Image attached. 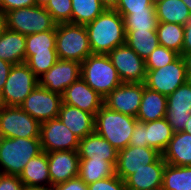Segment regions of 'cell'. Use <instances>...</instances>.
Returning <instances> with one entry per match:
<instances>
[{
  "instance_id": "9c48e42d",
  "label": "cell",
  "mask_w": 191,
  "mask_h": 190,
  "mask_svg": "<svg viewBox=\"0 0 191 190\" xmlns=\"http://www.w3.org/2000/svg\"><path fill=\"white\" fill-rule=\"evenodd\" d=\"M188 81L182 55L175 61L153 70H147L145 87L165 96L171 95L179 86Z\"/></svg>"
},
{
  "instance_id": "8fae6325",
  "label": "cell",
  "mask_w": 191,
  "mask_h": 190,
  "mask_svg": "<svg viewBox=\"0 0 191 190\" xmlns=\"http://www.w3.org/2000/svg\"><path fill=\"white\" fill-rule=\"evenodd\" d=\"M61 105L62 95L38 85L19 107L41 124L58 118Z\"/></svg>"
},
{
  "instance_id": "52a82bcc",
  "label": "cell",
  "mask_w": 191,
  "mask_h": 190,
  "mask_svg": "<svg viewBox=\"0 0 191 190\" xmlns=\"http://www.w3.org/2000/svg\"><path fill=\"white\" fill-rule=\"evenodd\" d=\"M7 29L28 36L34 33L56 30L57 23L41 6H31L5 12Z\"/></svg>"
},
{
  "instance_id": "d590c367",
  "label": "cell",
  "mask_w": 191,
  "mask_h": 190,
  "mask_svg": "<svg viewBox=\"0 0 191 190\" xmlns=\"http://www.w3.org/2000/svg\"><path fill=\"white\" fill-rule=\"evenodd\" d=\"M58 23H71L72 1L71 0H49L44 7Z\"/></svg>"
},
{
  "instance_id": "4dcf8cb0",
  "label": "cell",
  "mask_w": 191,
  "mask_h": 190,
  "mask_svg": "<svg viewBox=\"0 0 191 190\" xmlns=\"http://www.w3.org/2000/svg\"><path fill=\"white\" fill-rule=\"evenodd\" d=\"M156 33L160 46L182 55L184 26L175 23L158 22Z\"/></svg>"
},
{
  "instance_id": "f1b7e54d",
  "label": "cell",
  "mask_w": 191,
  "mask_h": 190,
  "mask_svg": "<svg viewBox=\"0 0 191 190\" xmlns=\"http://www.w3.org/2000/svg\"><path fill=\"white\" fill-rule=\"evenodd\" d=\"M145 124V140L148 147H152L162 154L173 137L174 131L172 127L165 118L146 122Z\"/></svg>"
},
{
  "instance_id": "7402d4cb",
  "label": "cell",
  "mask_w": 191,
  "mask_h": 190,
  "mask_svg": "<svg viewBox=\"0 0 191 190\" xmlns=\"http://www.w3.org/2000/svg\"><path fill=\"white\" fill-rule=\"evenodd\" d=\"M118 151L102 136L96 132L79 139V158H92L93 160H106L114 166L117 163Z\"/></svg>"
},
{
  "instance_id": "11a10c76",
  "label": "cell",
  "mask_w": 191,
  "mask_h": 190,
  "mask_svg": "<svg viewBox=\"0 0 191 190\" xmlns=\"http://www.w3.org/2000/svg\"><path fill=\"white\" fill-rule=\"evenodd\" d=\"M3 171L0 169V179H1V177L3 176Z\"/></svg>"
},
{
  "instance_id": "7c38bea8",
  "label": "cell",
  "mask_w": 191,
  "mask_h": 190,
  "mask_svg": "<svg viewBox=\"0 0 191 190\" xmlns=\"http://www.w3.org/2000/svg\"><path fill=\"white\" fill-rule=\"evenodd\" d=\"M122 82L144 83L146 78V63L127 44L117 46L108 53Z\"/></svg>"
},
{
  "instance_id": "7dc6e473",
  "label": "cell",
  "mask_w": 191,
  "mask_h": 190,
  "mask_svg": "<svg viewBox=\"0 0 191 190\" xmlns=\"http://www.w3.org/2000/svg\"><path fill=\"white\" fill-rule=\"evenodd\" d=\"M100 2L106 9H114L118 0H100Z\"/></svg>"
},
{
  "instance_id": "ab89813d",
  "label": "cell",
  "mask_w": 191,
  "mask_h": 190,
  "mask_svg": "<svg viewBox=\"0 0 191 190\" xmlns=\"http://www.w3.org/2000/svg\"><path fill=\"white\" fill-rule=\"evenodd\" d=\"M25 186L18 175H6L0 179V190H24Z\"/></svg>"
},
{
  "instance_id": "d4e9b609",
  "label": "cell",
  "mask_w": 191,
  "mask_h": 190,
  "mask_svg": "<svg viewBox=\"0 0 191 190\" xmlns=\"http://www.w3.org/2000/svg\"><path fill=\"white\" fill-rule=\"evenodd\" d=\"M167 111V96L148 89L144 84V91L136 119L140 122H150L165 117Z\"/></svg>"
},
{
  "instance_id": "f5cc1de1",
  "label": "cell",
  "mask_w": 191,
  "mask_h": 190,
  "mask_svg": "<svg viewBox=\"0 0 191 190\" xmlns=\"http://www.w3.org/2000/svg\"><path fill=\"white\" fill-rule=\"evenodd\" d=\"M152 190H166V189L163 186H160V187L154 188Z\"/></svg>"
},
{
  "instance_id": "6da1fadb",
  "label": "cell",
  "mask_w": 191,
  "mask_h": 190,
  "mask_svg": "<svg viewBox=\"0 0 191 190\" xmlns=\"http://www.w3.org/2000/svg\"><path fill=\"white\" fill-rule=\"evenodd\" d=\"M85 27L93 54H108L126 44L124 18L115 9H105Z\"/></svg>"
},
{
  "instance_id": "bcb514c9",
  "label": "cell",
  "mask_w": 191,
  "mask_h": 190,
  "mask_svg": "<svg viewBox=\"0 0 191 190\" xmlns=\"http://www.w3.org/2000/svg\"><path fill=\"white\" fill-rule=\"evenodd\" d=\"M7 30V23L5 13L0 11V37L4 34Z\"/></svg>"
},
{
  "instance_id": "e575fe53",
  "label": "cell",
  "mask_w": 191,
  "mask_h": 190,
  "mask_svg": "<svg viewBox=\"0 0 191 190\" xmlns=\"http://www.w3.org/2000/svg\"><path fill=\"white\" fill-rule=\"evenodd\" d=\"M179 56V53L159 45L145 60L146 70L159 69L175 61Z\"/></svg>"
},
{
  "instance_id": "277c9868",
  "label": "cell",
  "mask_w": 191,
  "mask_h": 190,
  "mask_svg": "<svg viewBox=\"0 0 191 190\" xmlns=\"http://www.w3.org/2000/svg\"><path fill=\"white\" fill-rule=\"evenodd\" d=\"M59 60L56 52V30L26 36L25 63L39 78Z\"/></svg>"
},
{
  "instance_id": "d6986e66",
  "label": "cell",
  "mask_w": 191,
  "mask_h": 190,
  "mask_svg": "<svg viewBox=\"0 0 191 190\" xmlns=\"http://www.w3.org/2000/svg\"><path fill=\"white\" fill-rule=\"evenodd\" d=\"M62 103L95 116L104 105V99L80 77L65 89L62 94Z\"/></svg>"
},
{
  "instance_id": "d6a6232c",
  "label": "cell",
  "mask_w": 191,
  "mask_h": 190,
  "mask_svg": "<svg viewBox=\"0 0 191 190\" xmlns=\"http://www.w3.org/2000/svg\"><path fill=\"white\" fill-rule=\"evenodd\" d=\"M71 23L86 25L98 17L106 8L100 0H71Z\"/></svg>"
},
{
  "instance_id": "7a4b0ae2",
  "label": "cell",
  "mask_w": 191,
  "mask_h": 190,
  "mask_svg": "<svg viewBox=\"0 0 191 190\" xmlns=\"http://www.w3.org/2000/svg\"><path fill=\"white\" fill-rule=\"evenodd\" d=\"M138 120L103 105L95 115V132L106 139L117 151L129 145Z\"/></svg>"
},
{
  "instance_id": "5b68a950",
  "label": "cell",
  "mask_w": 191,
  "mask_h": 190,
  "mask_svg": "<svg viewBox=\"0 0 191 190\" xmlns=\"http://www.w3.org/2000/svg\"><path fill=\"white\" fill-rule=\"evenodd\" d=\"M42 152L40 138H6L0 143V169L20 175L27 162Z\"/></svg>"
},
{
  "instance_id": "681fc988",
  "label": "cell",
  "mask_w": 191,
  "mask_h": 190,
  "mask_svg": "<svg viewBox=\"0 0 191 190\" xmlns=\"http://www.w3.org/2000/svg\"><path fill=\"white\" fill-rule=\"evenodd\" d=\"M24 190H53V187H32L25 188Z\"/></svg>"
},
{
  "instance_id": "ac0fdd59",
  "label": "cell",
  "mask_w": 191,
  "mask_h": 190,
  "mask_svg": "<svg viewBox=\"0 0 191 190\" xmlns=\"http://www.w3.org/2000/svg\"><path fill=\"white\" fill-rule=\"evenodd\" d=\"M51 187L78 177L80 158L78 151H54L47 153Z\"/></svg>"
},
{
  "instance_id": "816d5d0a",
  "label": "cell",
  "mask_w": 191,
  "mask_h": 190,
  "mask_svg": "<svg viewBox=\"0 0 191 190\" xmlns=\"http://www.w3.org/2000/svg\"><path fill=\"white\" fill-rule=\"evenodd\" d=\"M184 3H185V5L189 8V11H190V13H191V0H182Z\"/></svg>"
},
{
  "instance_id": "b9f144b4",
  "label": "cell",
  "mask_w": 191,
  "mask_h": 190,
  "mask_svg": "<svg viewBox=\"0 0 191 190\" xmlns=\"http://www.w3.org/2000/svg\"><path fill=\"white\" fill-rule=\"evenodd\" d=\"M53 190H88V186L82 179L76 177L54 186Z\"/></svg>"
},
{
  "instance_id": "603a6c76",
  "label": "cell",
  "mask_w": 191,
  "mask_h": 190,
  "mask_svg": "<svg viewBox=\"0 0 191 190\" xmlns=\"http://www.w3.org/2000/svg\"><path fill=\"white\" fill-rule=\"evenodd\" d=\"M25 188L51 187L47 152L42 151L31 158L19 175Z\"/></svg>"
},
{
  "instance_id": "c3c4849f",
  "label": "cell",
  "mask_w": 191,
  "mask_h": 190,
  "mask_svg": "<svg viewBox=\"0 0 191 190\" xmlns=\"http://www.w3.org/2000/svg\"><path fill=\"white\" fill-rule=\"evenodd\" d=\"M48 2H49V0H35V5L45 7Z\"/></svg>"
},
{
  "instance_id": "f907efd6",
  "label": "cell",
  "mask_w": 191,
  "mask_h": 190,
  "mask_svg": "<svg viewBox=\"0 0 191 190\" xmlns=\"http://www.w3.org/2000/svg\"><path fill=\"white\" fill-rule=\"evenodd\" d=\"M184 132H187V133L191 134V116H190L189 121H187V124H186V127L184 129Z\"/></svg>"
},
{
  "instance_id": "9a60e30c",
  "label": "cell",
  "mask_w": 191,
  "mask_h": 190,
  "mask_svg": "<svg viewBox=\"0 0 191 190\" xmlns=\"http://www.w3.org/2000/svg\"><path fill=\"white\" fill-rule=\"evenodd\" d=\"M81 63L59 59L40 76L39 86L62 95L67 87L81 77Z\"/></svg>"
},
{
  "instance_id": "74e56055",
  "label": "cell",
  "mask_w": 191,
  "mask_h": 190,
  "mask_svg": "<svg viewBox=\"0 0 191 190\" xmlns=\"http://www.w3.org/2000/svg\"><path fill=\"white\" fill-rule=\"evenodd\" d=\"M87 186L88 190H127L125 181L117 175L90 183Z\"/></svg>"
},
{
  "instance_id": "44dd1931",
  "label": "cell",
  "mask_w": 191,
  "mask_h": 190,
  "mask_svg": "<svg viewBox=\"0 0 191 190\" xmlns=\"http://www.w3.org/2000/svg\"><path fill=\"white\" fill-rule=\"evenodd\" d=\"M58 118L79 139L95 132V116L77 107L62 103Z\"/></svg>"
},
{
  "instance_id": "83f0119b",
  "label": "cell",
  "mask_w": 191,
  "mask_h": 190,
  "mask_svg": "<svg viewBox=\"0 0 191 190\" xmlns=\"http://www.w3.org/2000/svg\"><path fill=\"white\" fill-rule=\"evenodd\" d=\"M116 175L115 166L106 160L80 158L78 177L87 185Z\"/></svg>"
},
{
  "instance_id": "3957f363",
  "label": "cell",
  "mask_w": 191,
  "mask_h": 190,
  "mask_svg": "<svg viewBox=\"0 0 191 190\" xmlns=\"http://www.w3.org/2000/svg\"><path fill=\"white\" fill-rule=\"evenodd\" d=\"M80 74L103 99L122 83L108 54L92 53L81 63Z\"/></svg>"
},
{
  "instance_id": "f35d334b",
  "label": "cell",
  "mask_w": 191,
  "mask_h": 190,
  "mask_svg": "<svg viewBox=\"0 0 191 190\" xmlns=\"http://www.w3.org/2000/svg\"><path fill=\"white\" fill-rule=\"evenodd\" d=\"M146 124L144 122L137 121L133 129L129 145L138 147H148L147 141L145 140Z\"/></svg>"
},
{
  "instance_id": "7bdbcfd3",
  "label": "cell",
  "mask_w": 191,
  "mask_h": 190,
  "mask_svg": "<svg viewBox=\"0 0 191 190\" xmlns=\"http://www.w3.org/2000/svg\"><path fill=\"white\" fill-rule=\"evenodd\" d=\"M182 53H191V19L184 25Z\"/></svg>"
},
{
  "instance_id": "ffe728a7",
  "label": "cell",
  "mask_w": 191,
  "mask_h": 190,
  "mask_svg": "<svg viewBox=\"0 0 191 190\" xmlns=\"http://www.w3.org/2000/svg\"><path fill=\"white\" fill-rule=\"evenodd\" d=\"M165 165L160 155L153 163L137 170L125 180L127 190H152L162 186Z\"/></svg>"
},
{
  "instance_id": "60d3db41",
  "label": "cell",
  "mask_w": 191,
  "mask_h": 190,
  "mask_svg": "<svg viewBox=\"0 0 191 190\" xmlns=\"http://www.w3.org/2000/svg\"><path fill=\"white\" fill-rule=\"evenodd\" d=\"M31 6H35V0H0V11L3 13Z\"/></svg>"
},
{
  "instance_id": "f6af8a7d",
  "label": "cell",
  "mask_w": 191,
  "mask_h": 190,
  "mask_svg": "<svg viewBox=\"0 0 191 190\" xmlns=\"http://www.w3.org/2000/svg\"><path fill=\"white\" fill-rule=\"evenodd\" d=\"M182 57L186 66L187 79L191 82V53H182Z\"/></svg>"
},
{
  "instance_id": "f546056e",
  "label": "cell",
  "mask_w": 191,
  "mask_h": 190,
  "mask_svg": "<svg viewBox=\"0 0 191 190\" xmlns=\"http://www.w3.org/2000/svg\"><path fill=\"white\" fill-rule=\"evenodd\" d=\"M126 44L146 60L160 44L156 31H125Z\"/></svg>"
},
{
  "instance_id": "8d00e7d4",
  "label": "cell",
  "mask_w": 191,
  "mask_h": 190,
  "mask_svg": "<svg viewBox=\"0 0 191 190\" xmlns=\"http://www.w3.org/2000/svg\"><path fill=\"white\" fill-rule=\"evenodd\" d=\"M155 0H118L114 8L121 16L129 15L132 12L155 9Z\"/></svg>"
},
{
  "instance_id": "ee69618b",
  "label": "cell",
  "mask_w": 191,
  "mask_h": 190,
  "mask_svg": "<svg viewBox=\"0 0 191 190\" xmlns=\"http://www.w3.org/2000/svg\"><path fill=\"white\" fill-rule=\"evenodd\" d=\"M13 64L0 59V92L2 91Z\"/></svg>"
},
{
  "instance_id": "4316f807",
  "label": "cell",
  "mask_w": 191,
  "mask_h": 190,
  "mask_svg": "<svg viewBox=\"0 0 191 190\" xmlns=\"http://www.w3.org/2000/svg\"><path fill=\"white\" fill-rule=\"evenodd\" d=\"M154 4L158 22L184 26L191 19L189 8L182 0H155Z\"/></svg>"
},
{
  "instance_id": "1f68e13d",
  "label": "cell",
  "mask_w": 191,
  "mask_h": 190,
  "mask_svg": "<svg viewBox=\"0 0 191 190\" xmlns=\"http://www.w3.org/2000/svg\"><path fill=\"white\" fill-rule=\"evenodd\" d=\"M162 186L166 190H191V166H173L166 163Z\"/></svg>"
},
{
  "instance_id": "4fadbf2b",
  "label": "cell",
  "mask_w": 191,
  "mask_h": 190,
  "mask_svg": "<svg viewBox=\"0 0 191 190\" xmlns=\"http://www.w3.org/2000/svg\"><path fill=\"white\" fill-rule=\"evenodd\" d=\"M40 143L42 151H78L79 138L72 133L59 118L40 124Z\"/></svg>"
},
{
  "instance_id": "db71d44e",
  "label": "cell",
  "mask_w": 191,
  "mask_h": 190,
  "mask_svg": "<svg viewBox=\"0 0 191 190\" xmlns=\"http://www.w3.org/2000/svg\"><path fill=\"white\" fill-rule=\"evenodd\" d=\"M3 139H4L3 133L0 131V143L3 141Z\"/></svg>"
},
{
  "instance_id": "30bf717a",
  "label": "cell",
  "mask_w": 191,
  "mask_h": 190,
  "mask_svg": "<svg viewBox=\"0 0 191 190\" xmlns=\"http://www.w3.org/2000/svg\"><path fill=\"white\" fill-rule=\"evenodd\" d=\"M0 131L6 138H40V123L20 107L0 105Z\"/></svg>"
},
{
  "instance_id": "e0dca14e",
  "label": "cell",
  "mask_w": 191,
  "mask_h": 190,
  "mask_svg": "<svg viewBox=\"0 0 191 190\" xmlns=\"http://www.w3.org/2000/svg\"><path fill=\"white\" fill-rule=\"evenodd\" d=\"M161 153L152 147H138L128 145L118 151L115 165L116 175L125 181L130 175L144 166L153 163Z\"/></svg>"
},
{
  "instance_id": "8992f818",
  "label": "cell",
  "mask_w": 191,
  "mask_h": 190,
  "mask_svg": "<svg viewBox=\"0 0 191 190\" xmlns=\"http://www.w3.org/2000/svg\"><path fill=\"white\" fill-rule=\"evenodd\" d=\"M56 52L61 60L82 63L92 54L85 25L58 23L56 25Z\"/></svg>"
},
{
  "instance_id": "484cf974",
  "label": "cell",
  "mask_w": 191,
  "mask_h": 190,
  "mask_svg": "<svg viewBox=\"0 0 191 190\" xmlns=\"http://www.w3.org/2000/svg\"><path fill=\"white\" fill-rule=\"evenodd\" d=\"M26 36L6 30L0 37V59L13 65L25 63Z\"/></svg>"
},
{
  "instance_id": "5bb4252c",
  "label": "cell",
  "mask_w": 191,
  "mask_h": 190,
  "mask_svg": "<svg viewBox=\"0 0 191 190\" xmlns=\"http://www.w3.org/2000/svg\"><path fill=\"white\" fill-rule=\"evenodd\" d=\"M144 91V83L122 82L104 98V105L116 112L136 117Z\"/></svg>"
},
{
  "instance_id": "2e32d148",
  "label": "cell",
  "mask_w": 191,
  "mask_h": 190,
  "mask_svg": "<svg viewBox=\"0 0 191 190\" xmlns=\"http://www.w3.org/2000/svg\"><path fill=\"white\" fill-rule=\"evenodd\" d=\"M191 116V82L187 81L167 97L165 119L174 133L184 131Z\"/></svg>"
},
{
  "instance_id": "836d02e7",
  "label": "cell",
  "mask_w": 191,
  "mask_h": 190,
  "mask_svg": "<svg viewBox=\"0 0 191 190\" xmlns=\"http://www.w3.org/2000/svg\"><path fill=\"white\" fill-rule=\"evenodd\" d=\"M122 17L125 31H156L158 21L155 9L132 12L129 15H122Z\"/></svg>"
},
{
  "instance_id": "cb8c5ba5",
  "label": "cell",
  "mask_w": 191,
  "mask_h": 190,
  "mask_svg": "<svg viewBox=\"0 0 191 190\" xmlns=\"http://www.w3.org/2000/svg\"><path fill=\"white\" fill-rule=\"evenodd\" d=\"M161 156L170 165L191 166V134L184 131L174 133Z\"/></svg>"
},
{
  "instance_id": "ba28073f",
  "label": "cell",
  "mask_w": 191,
  "mask_h": 190,
  "mask_svg": "<svg viewBox=\"0 0 191 190\" xmlns=\"http://www.w3.org/2000/svg\"><path fill=\"white\" fill-rule=\"evenodd\" d=\"M38 85V77L26 63L13 65L0 92L1 105L19 107Z\"/></svg>"
}]
</instances>
